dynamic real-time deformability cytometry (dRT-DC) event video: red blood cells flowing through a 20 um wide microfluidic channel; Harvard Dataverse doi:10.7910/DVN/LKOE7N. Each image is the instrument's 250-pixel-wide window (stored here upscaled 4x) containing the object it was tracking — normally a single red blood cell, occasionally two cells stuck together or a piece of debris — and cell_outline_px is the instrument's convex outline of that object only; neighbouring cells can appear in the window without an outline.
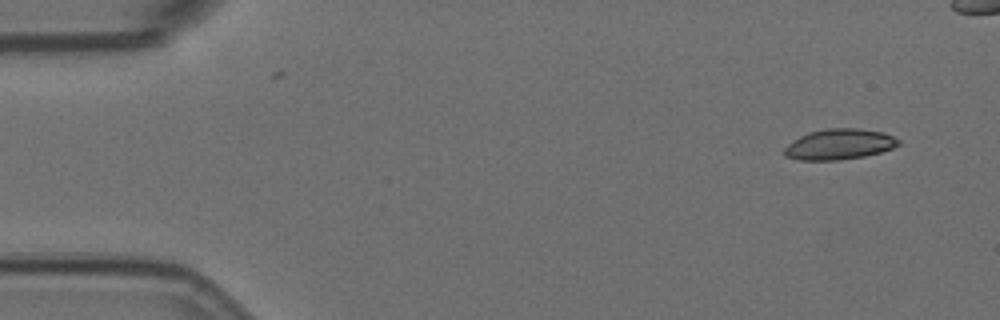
{"species": "Egyptian fruit bat (a non-hibernating species)", "species_latin": "Rousettus aegyptiacus", "temperature_condition": "room temperature", "stored_images_in_passage": 9, "camera_frame_rate_fps": 3000, "um_per_image_px": 0.085, "animal": {"sex": "female"}, "frame": {"image": 1, "passage_image": 1, "time_ms": 0.0, "image_size_px": [1000, 320], "cell_outline_px": [[900, 144], [892, 148], [880, 152], [864, 156], [840, 160], [800, 160], [784, 156], [780, 152], [792, 140], [808, 132], [824, 128], [856, 128], [884, 132], [900, 140]], "centroid_in_image_um": [71.29, 12.26], "position_along_channel_um": 13.7, "area_um2": 20.58}}
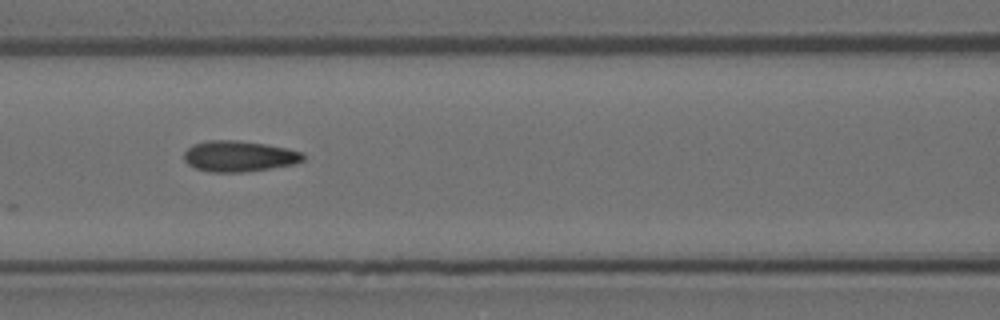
{"frame": {"image": 2, "passage_image": 7, "time_ms": 2.0, "image_size_px": [1000, 320], "cell_outline_px": [[304, 160], [296, 164], [244, 172], [212, 172], [196, 168], [188, 164], [184, 160], [184, 152], [192, 144], [208, 140], [236, 140], [264, 144], [288, 148], [304, 152]], "centroid_in_image_um": [20.33, 13.27], "position_along_channel_um": 146.3, "area_um2": 21.5}}
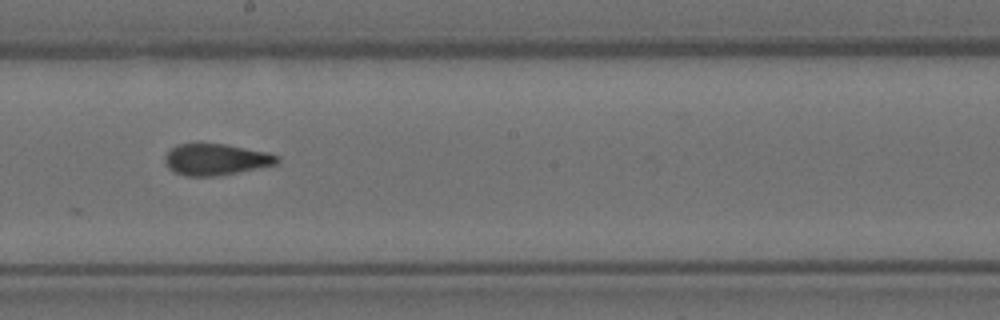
{"frame": {"image": 3, "passage_image": 9, "time_ms": 2.667, "image_size_px": [1000, 320], "cell_outline_px": [[280, 160], [276, 164], [216, 176], [184, 176], [168, 168], [164, 160], [164, 156], [172, 148], [180, 144], [224, 144], [268, 152], [280, 156]], "centroid_in_image_um": [18.35, 13.55], "position_along_channel_um": 229.8, "area_um2": 20.29}}